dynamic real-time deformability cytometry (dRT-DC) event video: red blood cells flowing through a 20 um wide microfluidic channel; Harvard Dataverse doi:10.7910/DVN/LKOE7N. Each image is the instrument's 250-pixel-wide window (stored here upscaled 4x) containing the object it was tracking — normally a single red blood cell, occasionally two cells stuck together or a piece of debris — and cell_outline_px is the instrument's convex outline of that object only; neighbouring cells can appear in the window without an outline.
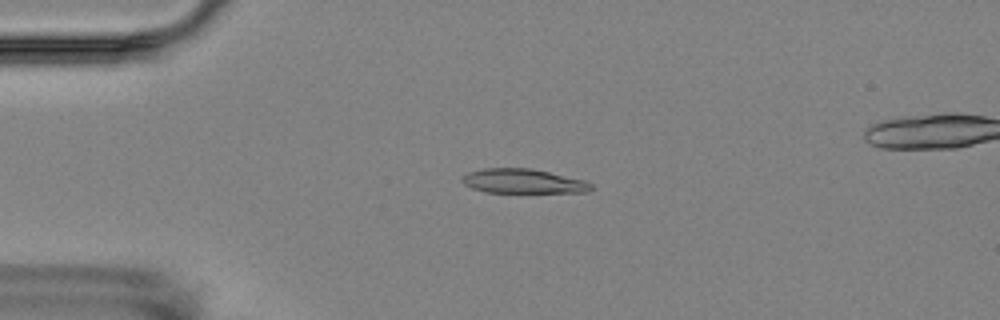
{"species": "Egyptian fruit bat (a non-hibernating species)", "species_latin": "Rousettus aegyptiacus", "temperature_condition": "room temperature", "stored_images_in_passage": 5, "camera_frame_rate_fps": 3000, "um_per_image_px": 0.085, "animal": {"sex": "female"}, "frame": {"image": 1, "passage_image": 3, "time_ms": 2.333, "image_size_px": [1000, 320], "cell_outline_px": [[592, 188], [588, 192], [484, 192], [472, 188], [464, 184], [460, 180], [468, 172], [484, 168], [532, 168], [584, 180], [592, 184]], "centroid_in_image_um": [44.44, 15.4], "position_along_channel_um": 40.6, "area_um2": 18.26}}